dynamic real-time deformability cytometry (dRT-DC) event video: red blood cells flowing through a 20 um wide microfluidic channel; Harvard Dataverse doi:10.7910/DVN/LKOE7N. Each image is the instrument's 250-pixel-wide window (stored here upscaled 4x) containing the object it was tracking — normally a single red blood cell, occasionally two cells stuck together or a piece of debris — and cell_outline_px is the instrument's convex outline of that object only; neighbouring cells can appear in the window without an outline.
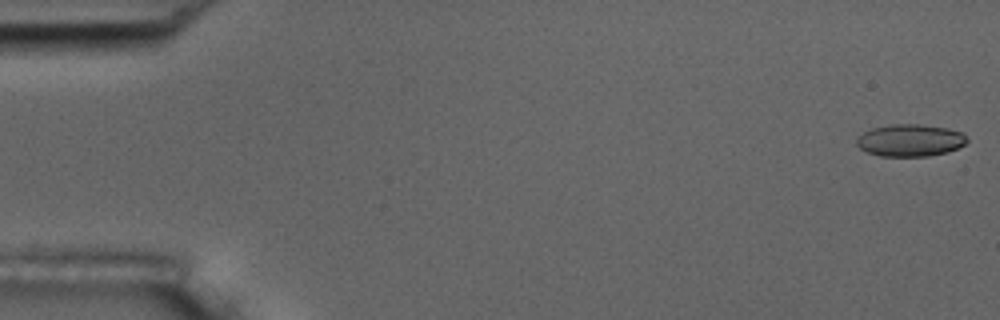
{"species": "common noctule bat (a hibernating species)", "species_latin": "Nyctalus noctula", "temperature_condition": "room temperature", "stored_images_in_passage": 6, "segment_of_instrument_passage": [2, 2], "camera_frame_rate_fps": 3000, "um_per_image_px": 0.085, "animal": {"sex": "male", "body_mass_g": 17.5, "forearm_length_mm": 52.3}, "frame": {"image": 1, "passage_image": 6, "time_ms": 6.667, "image_size_px": [1000, 320], "cell_outline_px": [[968, 140], [964, 144], [948, 152], [928, 156], [880, 156], [868, 152], [860, 148], [856, 144], [856, 136], [872, 128], [892, 124], [920, 124], [948, 128], [964, 132]], "centroid_in_image_um": [77.36, 11.92], "position_along_channel_um": 7.6, "area_um2": 20.81}}